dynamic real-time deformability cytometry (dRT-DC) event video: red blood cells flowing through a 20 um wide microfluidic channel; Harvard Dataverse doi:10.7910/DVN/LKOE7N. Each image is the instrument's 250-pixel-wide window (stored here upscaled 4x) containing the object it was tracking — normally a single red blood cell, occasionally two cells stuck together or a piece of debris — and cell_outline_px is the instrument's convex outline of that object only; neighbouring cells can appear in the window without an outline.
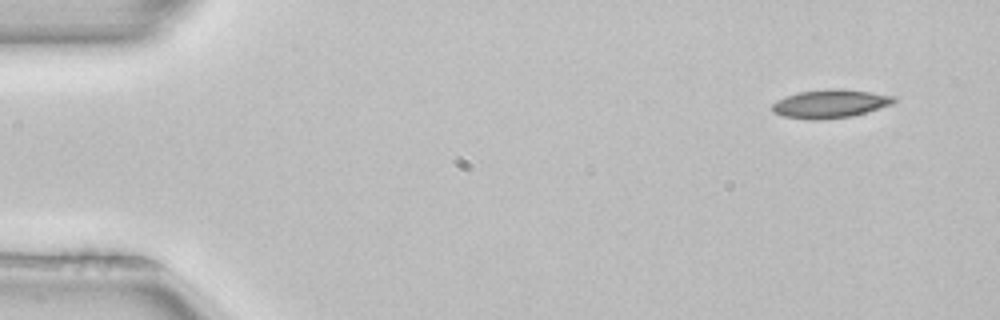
{"species": "common noctule bat (a hibernating species)", "species_latin": "Nyctalus noctula", "temperature_condition": "room temperature", "stored_images_in_passage": 3, "camera_frame_rate_fps": 3000, "um_per_image_px": 0.085, "animal": {"sex": "female", "body_mass_g": 22.7, "forearm_length_mm": 54.2}, "frame": {"image": 1, "passage_image": 1, "time_ms": 0.0, "image_size_px": [1000, 320], "cell_outline_px": [[896, 100], [892, 104], [852, 116], [820, 120], [808, 120], [784, 116], [772, 112], [772, 104], [776, 100], [784, 96], [800, 92], [828, 88], [840, 88], [872, 92], [896, 96]], "centroid_in_image_um": [70.54, 8.81], "position_along_channel_um": 14.5, "area_um2": 20.35}}